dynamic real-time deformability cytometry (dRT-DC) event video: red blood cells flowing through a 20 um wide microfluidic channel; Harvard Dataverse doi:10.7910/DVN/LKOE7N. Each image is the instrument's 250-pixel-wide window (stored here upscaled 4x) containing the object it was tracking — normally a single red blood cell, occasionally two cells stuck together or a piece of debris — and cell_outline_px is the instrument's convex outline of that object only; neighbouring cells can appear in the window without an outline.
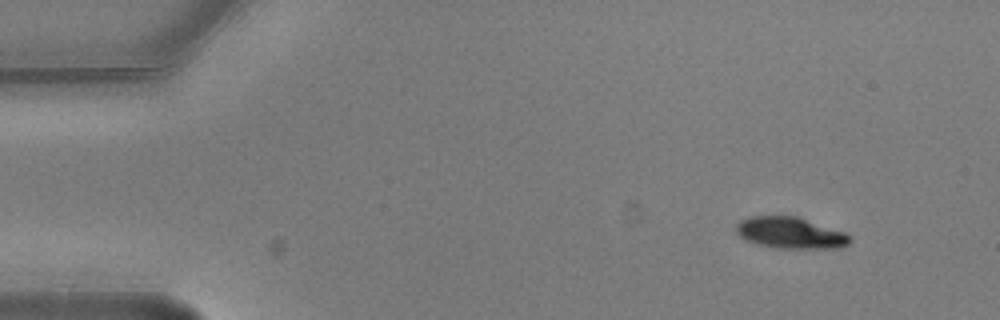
{"species": "common noctule bat (a hibernating species)", "species_latin": "Nyctalus noctula", "temperature_condition": "warm", "stored_images_in_passage": 4, "camera_frame_rate_fps": 3000, "um_per_image_px": 0.085, "animal": {"sex": "male", "body_mass_g": 20.5, "forearm_length_mm": 52.5}, "frame": {"image": 1, "passage_image": 1, "time_ms": 0.0, "image_size_px": [1000, 320], "cell_outline_px": [[852, 240], [848, 244], [840, 248], [776, 248], [744, 240], [736, 232], [736, 224], [740, 220], [748, 216], [796, 216], [844, 232], [852, 236]], "centroid_in_image_um": [67.18, 19.79], "position_along_channel_um": 17.8, "area_um2": 20.81}}